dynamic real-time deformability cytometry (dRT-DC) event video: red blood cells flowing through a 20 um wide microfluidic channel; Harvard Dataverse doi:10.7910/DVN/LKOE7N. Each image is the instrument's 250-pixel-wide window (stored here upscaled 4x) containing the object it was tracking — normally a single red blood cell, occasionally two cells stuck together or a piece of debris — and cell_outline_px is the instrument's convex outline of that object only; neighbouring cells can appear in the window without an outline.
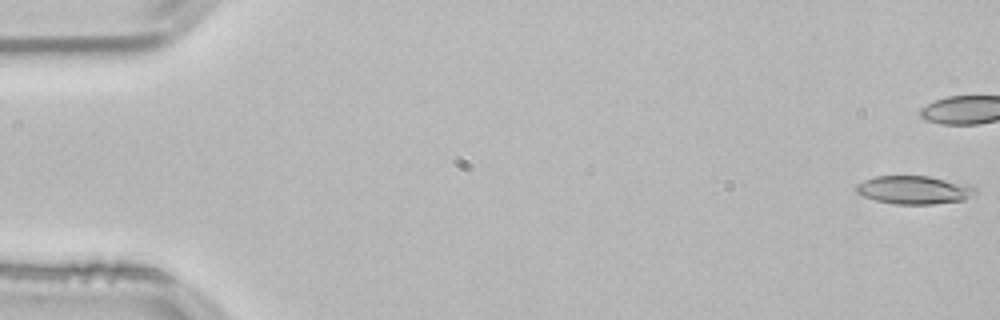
{"species": "common noctule bat (a hibernating species)", "species_latin": "Nyctalus noctula", "temperature_condition": "room temperature", "stored_images_in_passage": 42, "camera_frame_rate_fps": 3000, "um_per_image_px": 0.085, "animal": {"sex": "male", "body_mass_g": 21.5, "forearm_length_mm": 52.0}, "frame": {"image": 1, "passage_image": 1, "time_ms": 0.0, "image_size_px": [1000, 320], "cell_outline_px": [[976, 196], [964, 200], [932, 204], [896, 204], [876, 200], [864, 196], [856, 192], [856, 184], [864, 180], [876, 176], [928, 176], [968, 184], [976, 188]], "centroid_in_image_um": [77.74, 16.14], "position_along_channel_um": 7.3, "area_um2": 19.65}}
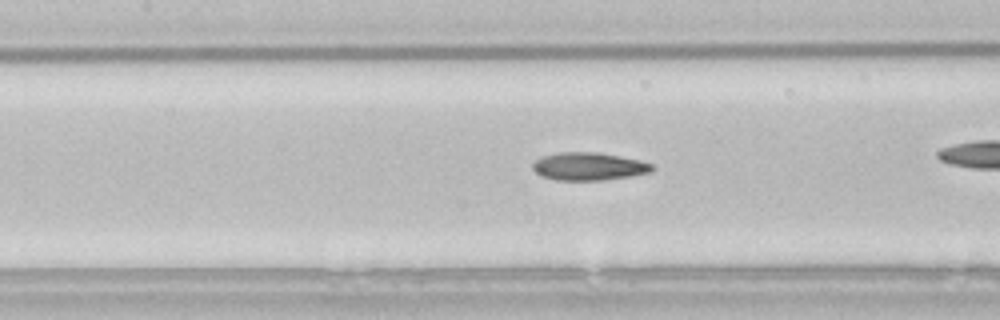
{"frame": {"image": 2, "passage_image": 24, "time_ms": 7.667, "image_size_px": [1000, 320], "cell_outline_px": [[656, 168], [652, 172], [632, 176], [604, 180], [556, 180], [540, 176], [532, 168], [532, 164], [536, 160], [544, 156], [556, 152], [596, 152], [620, 156], [640, 160], [652, 164]], "centroid_in_image_um": [50.07, 14.15], "position_along_channel_um": 157.3, "area_um2": 19.54}}